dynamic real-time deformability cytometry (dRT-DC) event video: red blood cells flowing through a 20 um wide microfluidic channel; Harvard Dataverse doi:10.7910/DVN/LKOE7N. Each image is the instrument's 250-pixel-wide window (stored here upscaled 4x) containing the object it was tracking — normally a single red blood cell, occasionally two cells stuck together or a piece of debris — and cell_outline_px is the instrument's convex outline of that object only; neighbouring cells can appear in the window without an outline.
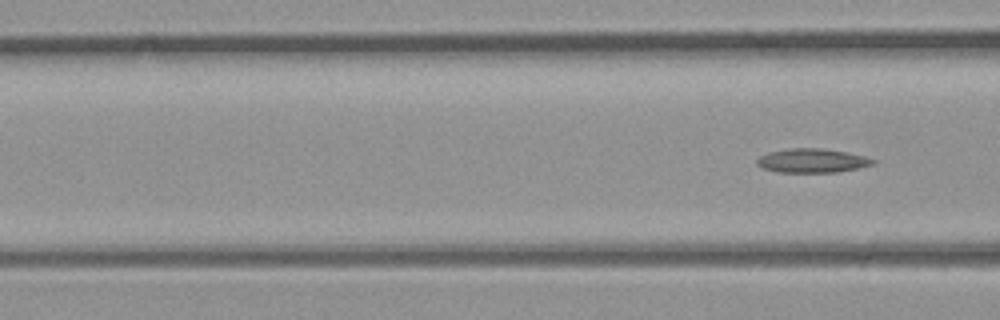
{"species": "common noctule bat (a hibernating species)", "species_latin": "Nyctalus noctula", "temperature_condition": "room temperature", "stored_images_in_passage": 7, "segment_of_instrument_passage": [2, 2], "camera_frame_rate_fps": 3000, "um_per_image_px": 0.085, "animal": {"sex": "male", "body_mass_g": 23.1, "forearm_length_mm": 52.7}, "frame": {"image": 1, "passage_image": 7, "time_ms": 2.0, "image_size_px": [1000, 320], "cell_outline_px": [[876, 164], [836, 172], [780, 172], [764, 168], [756, 164], [756, 160], [760, 156], [768, 152], [788, 148], [820, 148], [844, 152], [864, 156], [876, 160]], "centroid_in_image_um": [69.02, 13.65], "position_along_channel_um": 97.6, "area_um2": 16.07}}